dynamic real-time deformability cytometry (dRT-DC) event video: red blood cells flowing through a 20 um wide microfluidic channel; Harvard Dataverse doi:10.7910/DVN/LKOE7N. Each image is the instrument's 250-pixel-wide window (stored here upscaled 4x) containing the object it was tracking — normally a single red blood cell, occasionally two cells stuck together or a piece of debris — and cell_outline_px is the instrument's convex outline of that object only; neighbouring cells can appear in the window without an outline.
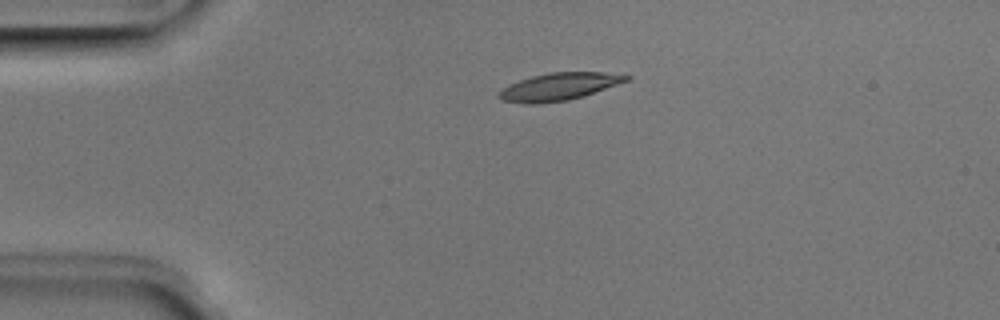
{"species": "Egyptian fruit bat (a non-hibernating species)", "species_latin": "Rousettus aegyptiacus", "temperature_condition": "room temperature", "stored_images_in_passage": 5, "camera_frame_rate_fps": 3000, "um_per_image_px": 0.085, "animal": {"sex": "male"}, "frame": {"image": 1, "passage_image": 4, "time_ms": 1.0, "image_size_px": [1000, 320], "cell_outline_px": [[632, 76], [628, 80], [584, 96], [568, 100], [536, 104], [528, 104], [504, 100], [496, 96], [504, 88], [520, 80], [532, 76], [548, 72], [604, 72]], "centroid_in_image_um": [47.53, 7.36], "position_along_channel_um": 37.5, "area_um2": 20.06}}